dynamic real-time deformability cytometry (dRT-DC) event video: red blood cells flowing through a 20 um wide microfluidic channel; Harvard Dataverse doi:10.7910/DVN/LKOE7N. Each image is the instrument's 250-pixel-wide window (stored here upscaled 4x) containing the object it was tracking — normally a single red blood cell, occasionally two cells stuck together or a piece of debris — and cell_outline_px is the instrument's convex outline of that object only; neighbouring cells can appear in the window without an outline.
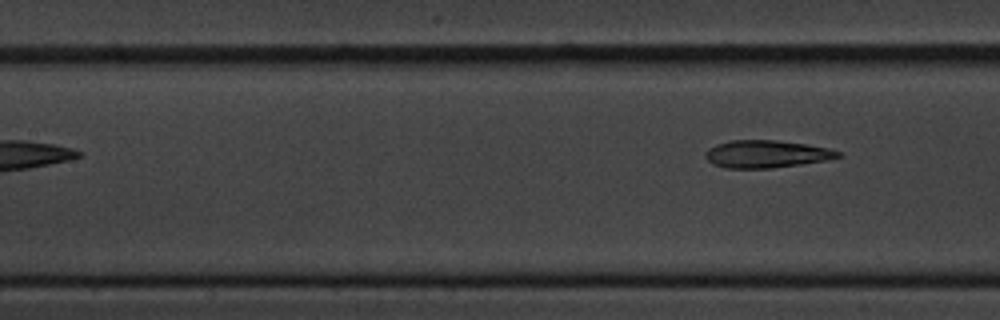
{"species": "common noctule bat (a hibernating species)", "species_latin": "Nyctalus noctula", "temperature_condition": "cold", "stored_images_in_passage": 6, "camera_frame_rate_fps": 3000, "um_per_image_px": 0.085, "animal": {"sex": "male", "body_mass_g": 20.1, "forearm_length_mm": 53.5}, "frame": {"image": 1, "passage_image": 6, "time_ms": 7.0, "image_size_px": [1000, 320], "cell_outline_px": [[840, 156], [828, 160], [800, 164], [768, 168], [724, 168], [712, 164], [704, 156], [704, 152], [708, 148], [716, 144], [728, 140], [776, 140], [804, 144], [828, 148], [840, 152]], "centroid_in_image_um": [65.07, 13.09], "position_along_channel_um": 142.3, "area_um2": 21.21}}